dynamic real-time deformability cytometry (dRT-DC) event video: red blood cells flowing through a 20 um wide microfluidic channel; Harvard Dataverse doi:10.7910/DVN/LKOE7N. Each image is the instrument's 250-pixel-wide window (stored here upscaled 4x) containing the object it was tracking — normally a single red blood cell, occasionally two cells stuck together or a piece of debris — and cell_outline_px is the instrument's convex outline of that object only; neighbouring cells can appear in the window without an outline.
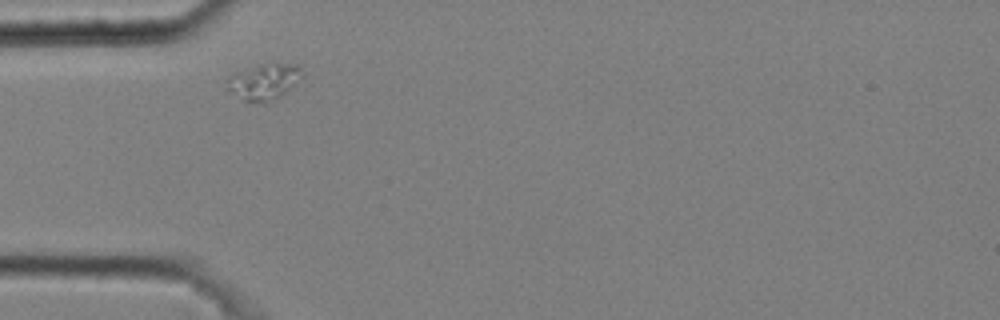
{"species": "common noctule bat (a hibernating species)", "species_latin": "Nyctalus noctula", "temperature_condition": "cold", "stored_images_in_passage": 2, "camera_frame_rate_fps": 3000, "um_per_image_px": 0.085, "animal": {"sex": "male", "body_mass_g": 20.4}, "frame": {"image": 1, "passage_image": 1, "time_ms": 0.0, "image_size_px": [1000, 320], "cell_outline_px": [[304, 76], [280, 96], [272, 100], [244, 100], [228, 92], [224, 88], [228, 76], [260, 64], [272, 60], [300, 64]], "centroid_in_image_um": [22.47, 6.86], "position_along_channel_um": 62.5, "area_um2": 16.01}}
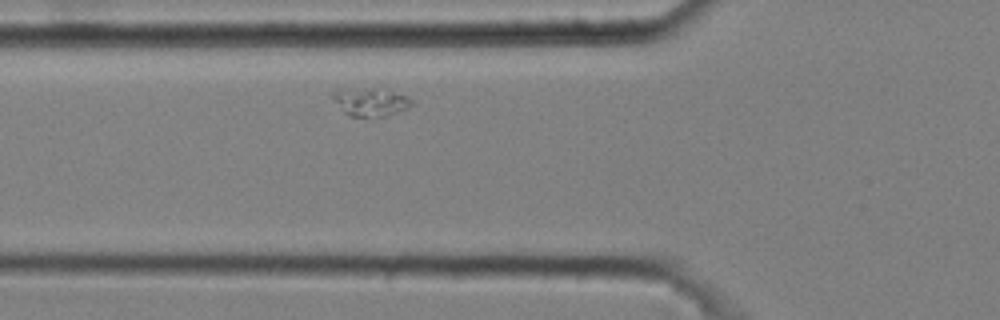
{"frame": {"image": 2, "passage_image": 2, "time_ms": 0.333, "image_size_px": [1000, 320], "cell_outline_px": [[416, 100], [412, 104], [396, 112], [384, 116], [348, 116], [344, 112], [328, 92], [336, 88], [364, 88], [392, 92], [408, 96]], "centroid_in_image_um": [31.41, 8.64], "position_along_channel_um": 94.4, "area_um2": 12.83}}